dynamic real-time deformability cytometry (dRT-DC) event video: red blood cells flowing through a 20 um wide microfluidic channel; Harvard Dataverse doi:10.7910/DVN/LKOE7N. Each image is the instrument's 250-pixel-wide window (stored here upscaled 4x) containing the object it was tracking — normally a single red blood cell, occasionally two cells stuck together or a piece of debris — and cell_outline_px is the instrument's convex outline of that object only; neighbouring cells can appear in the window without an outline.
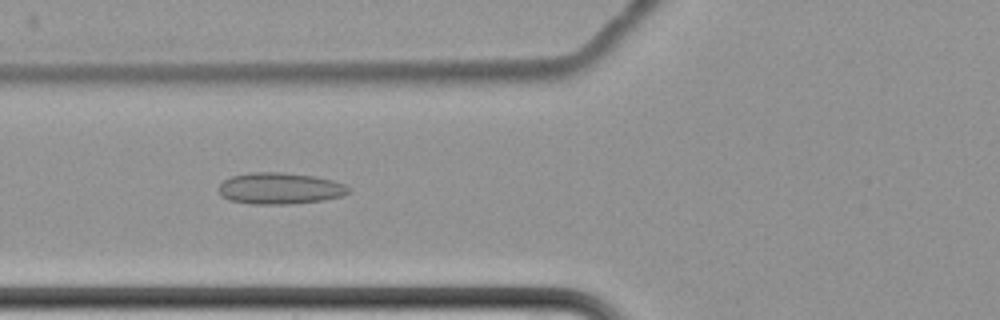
{"species": "common noctule bat (a hibernating species)", "species_latin": "Nyctalus noctula", "temperature_condition": "cold", "stored_images_in_passage": 8, "camera_frame_rate_fps": 3000, "um_per_image_px": 0.085, "animal": {"sex": "female", "body_mass_g": 22.7, "forearm_length_mm": 54.2}, "frame": {"image": 1, "passage_image": 7, "time_ms": 8.0, "image_size_px": [1000, 320], "cell_outline_px": [[352, 188], [348, 192], [340, 196], [320, 200], [292, 204], [248, 204], [232, 200], [220, 196], [220, 184], [224, 180], [232, 176], [248, 172], [280, 172], [312, 176], [332, 180], [344, 184]], "centroid_in_image_um": [23.77, 16.01], "position_along_channel_um": 102.0, "area_um2": 23.64}}
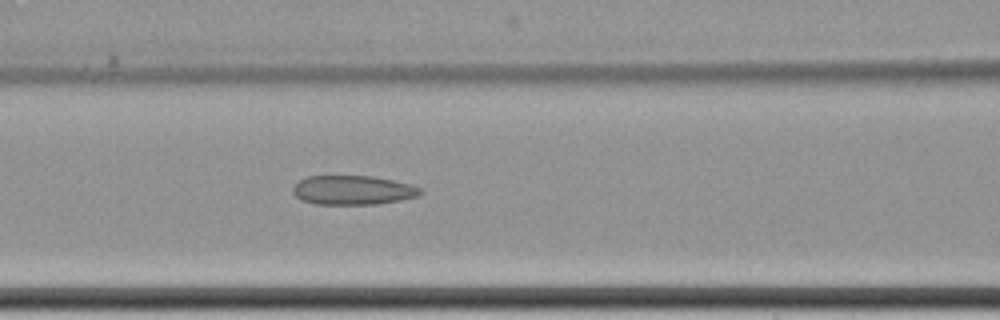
{"frame": {"image": 2, "passage_image": 8, "time_ms": 9.0, "image_size_px": [1000, 320], "cell_outline_px": [[424, 192], [420, 196], [400, 200], [376, 204], [316, 204], [304, 200], [296, 196], [292, 192], [292, 188], [300, 180], [308, 176], [372, 176], [412, 184], [420, 188]], "centroid_in_image_um": [30.04, 16.16], "position_along_channel_um": 136.6, "area_um2": 21.68}}